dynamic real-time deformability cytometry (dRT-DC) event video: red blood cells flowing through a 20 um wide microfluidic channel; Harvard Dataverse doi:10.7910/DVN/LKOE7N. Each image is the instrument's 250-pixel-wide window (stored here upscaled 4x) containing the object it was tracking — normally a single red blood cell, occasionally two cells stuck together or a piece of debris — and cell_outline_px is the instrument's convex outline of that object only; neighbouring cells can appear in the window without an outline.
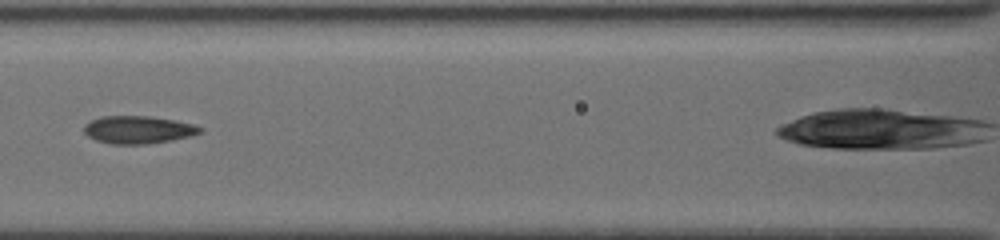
{"species": "common noctule bat (a hibernating species)", "species_latin": "Nyctalus noctula", "temperature_condition": "cold", "stored_images_in_passage": 5, "camera_frame_rate_fps": 3000, "um_per_image_px": 0.085, "animal": {"sex": "female", "body_mass_g": 19.5, "forearm_length_mm": 54.1}, "frame": {"image": 1, "passage_image": 4, "time_ms": 2.333, "image_size_px": [1000, 240], "cell_outline_px": [[204, 132], [172, 140], [144, 144], [112, 144], [96, 140], [88, 136], [84, 132], [84, 124], [100, 116], [152, 116], [192, 124], [204, 128]], "centroid_in_image_um": [11.73, 11.02], "position_along_channel_um": 154.9, "area_um2": 18.67}}